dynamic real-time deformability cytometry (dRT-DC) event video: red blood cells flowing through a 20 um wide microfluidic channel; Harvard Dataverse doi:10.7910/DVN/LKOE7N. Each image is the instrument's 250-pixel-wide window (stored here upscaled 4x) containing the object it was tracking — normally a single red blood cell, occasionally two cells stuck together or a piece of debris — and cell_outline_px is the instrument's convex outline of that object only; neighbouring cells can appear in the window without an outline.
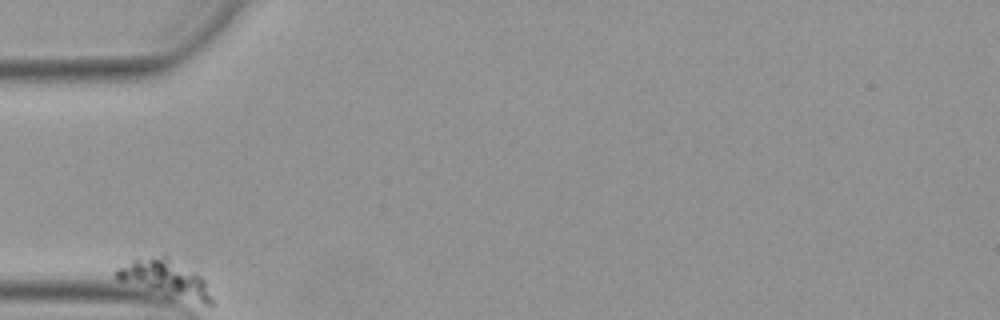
{"species": "Egyptian fruit bat (a non-hibernating species)", "species_latin": "Rousettus aegyptiacus", "temperature_condition": "warm", "stored_images_in_passage": 36, "camera_frame_rate_fps": 3000, "um_per_image_px": 0.085, "animal": {"sex": "female"}, "frame": {"image": 1, "passage_image": 1, "time_ms": 0.0, "image_size_px": [1000, 320], "cell_outline_px": [[216, 304], [204, 304], [164, 296], [116, 280], [112, 276], [112, 272], [116, 268], [136, 256], [164, 252], [196, 272], [204, 280], [216, 300]], "centroid_in_image_um": [14.0, 23.63], "position_along_channel_um": 71.0, "area_um2": 22.25}}
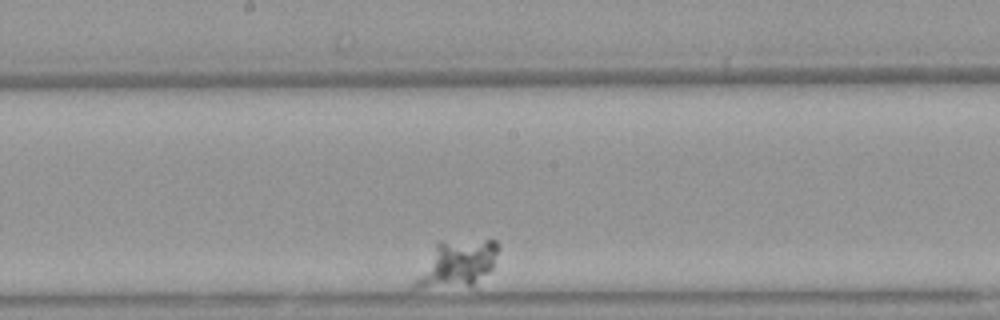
{"frame": {"image": 2, "passage_image": 20, "time_ms": 6.333, "image_size_px": [1000, 320], "cell_outline_px": [[500, 248], [492, 268], [488, 272], [472, 284], [420, 288], [412, 288], [412, 280], [436, 244], [440, 240], [496, 240], [500, 244]], "centroid_in_image_um": [38.82, 22.37], "position_along_channel_um": 209.4, "area_um2": 22.43}}
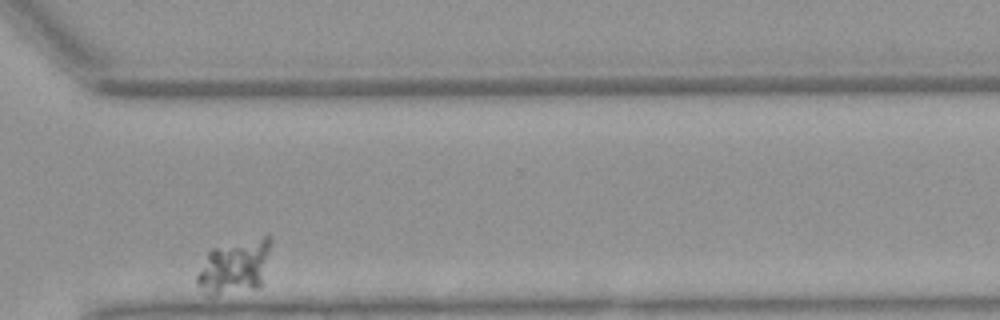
{"frame": {"image": 3, "passage_image": 35, "time_ms": 11.333, "image_size_px": [1000, 320], "cell_outline_px": [[272, 240], [260, 284], [256, 288], [216, 296], [208, 296], [196, 284], [196, 276], [208, 252], [212, 248], [268, 232], [272, 236]], "centroid_in_image_um": [19.94, 22.62], "position_along_channel_um": 350.7, "area_um2": 23.64}}